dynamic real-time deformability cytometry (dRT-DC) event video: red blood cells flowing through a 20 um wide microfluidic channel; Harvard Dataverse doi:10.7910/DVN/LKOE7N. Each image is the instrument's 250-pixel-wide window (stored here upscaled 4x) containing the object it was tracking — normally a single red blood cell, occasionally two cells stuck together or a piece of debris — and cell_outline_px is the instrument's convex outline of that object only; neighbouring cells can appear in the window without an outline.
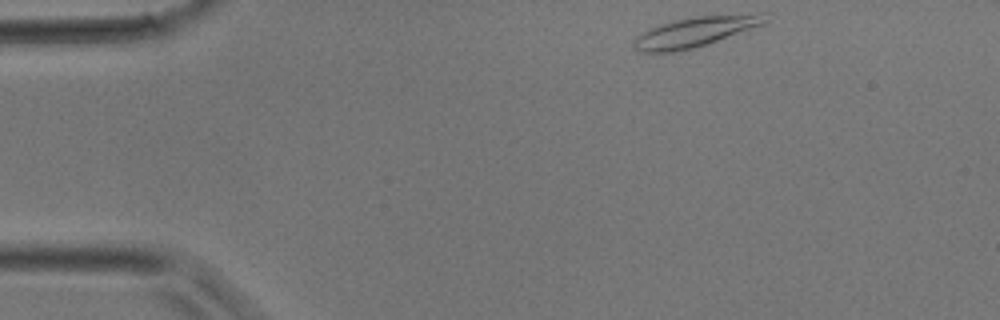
{"species": "common noctule bat (a hibernating species)", "species_latin": "Nyctalus noctula", "temperature_condition": "room temperature", "stored_images_in_passage": 5, "camera_frame_rate_fps": 3000, "um_per_image_px": 0.085, "animal": {"sex": "male", "body_mass_g": 17.9}, "frame": {"image": 1, "passage_image": 1, "time_ms": 0.0, "image_size_px": [1000, 320], "cell_outline_px": [[768, 20], [764, 24], [680, 52], [636, 52], [632, 44], [632, 40], [640, 32], [648, 28], [660, 24], [676, 20], [696, 16], [756, 12], [768, 12]], "centroid_in_image_um": [59.08, 2.68], "position_along_channel_um": 25.9, "area_um2": 23.29}}